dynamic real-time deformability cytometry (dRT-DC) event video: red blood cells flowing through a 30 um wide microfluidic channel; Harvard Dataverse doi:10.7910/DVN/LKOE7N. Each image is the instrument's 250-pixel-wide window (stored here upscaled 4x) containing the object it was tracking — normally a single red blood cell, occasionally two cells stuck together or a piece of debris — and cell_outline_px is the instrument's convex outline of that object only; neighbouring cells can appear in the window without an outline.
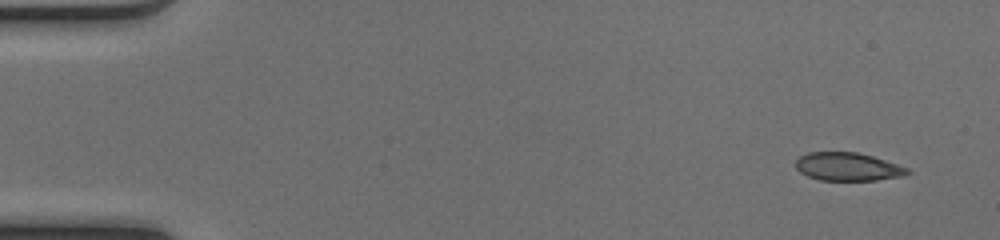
{"species": "common noctule bat (a hibernating species)", "species_latin": "Nyctalus noctula", "temperature_condition": "cold", "stored_images_in_passage": 48, "camera_frame_rate_fps": 3000, "um_per_image_px": 0.085, "animal": {"sex": "female", "body_mass_g": 17.0, "forearm_length_mm": 48.0}, "frame": {"image": 1, "passage_image": 1, "time_ms": 0.0, "image_size_px": [1000, 240], "cell_outline_px": [[912, 172], [904, 176], [876, 180], [820, 180], [808, 176], [800, 172], [796, 168], [796, 160], [800, 156], [808, 152], [856, 152], [872, 156], [908, 168]], "centroid_in_image_um": [72.06, 14.17], "position_along_channel_um": 12.9, "area_um2": 18.26}}
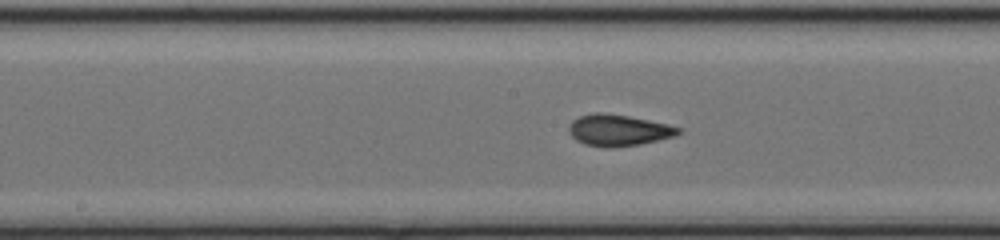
{"frame": {"image": 2, "passage_image": 24, "time_ms": 7.667, "image_size_px": [1000, 240], "cell_outline_px": [[684, 128], [676, 136], [640, 144], [612, 148], [604, 148], [584, 144], [576, 140], [568, 132], [568, 124], [572, 120], [580, 116], [592, 112], [600, 112], [628, 116], [668, 124]], "centroid_in_image_um": [52.55, 11.07], "position_along_channel_um": 195.6, "area_um2": 20.29}}
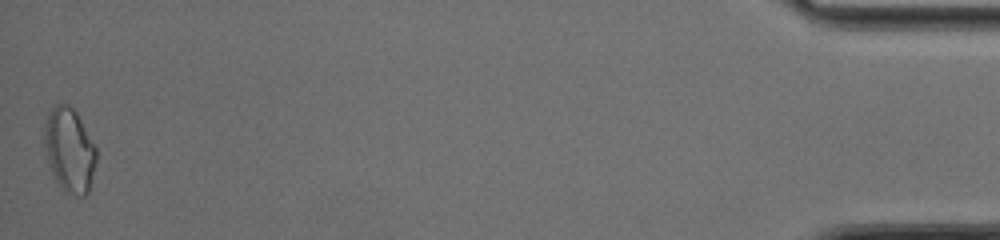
{"frame": {"image": 3, "passage_image": 48, "time_ms": 15.667, "image_size_px": [1000, 240], "cell_outline_px": [[96, 160], [88, 192], [84, 196], [80, 196], [64, 192], [60, 188], [48, 164], [44, 144], [44, 124], [48, 112], [56, 104], [68, 104], [76, 112], [96, 148]], "centroid_in_image_um": [5.88, 12.76], "position_along_channel_um": 429.3, "area_um2": 25.37}, "authors_computed_cell_mechanics": {"area_um2": 19.6231, "velocity_mm_per_s": 4.1171, "shape_relaxation_time_tau1_ms": null, "shape_relaxation_time_tau2_ms": 1.5257, "deformation_change_tau1": null, "deformation_change_tau2": 0.0487}}